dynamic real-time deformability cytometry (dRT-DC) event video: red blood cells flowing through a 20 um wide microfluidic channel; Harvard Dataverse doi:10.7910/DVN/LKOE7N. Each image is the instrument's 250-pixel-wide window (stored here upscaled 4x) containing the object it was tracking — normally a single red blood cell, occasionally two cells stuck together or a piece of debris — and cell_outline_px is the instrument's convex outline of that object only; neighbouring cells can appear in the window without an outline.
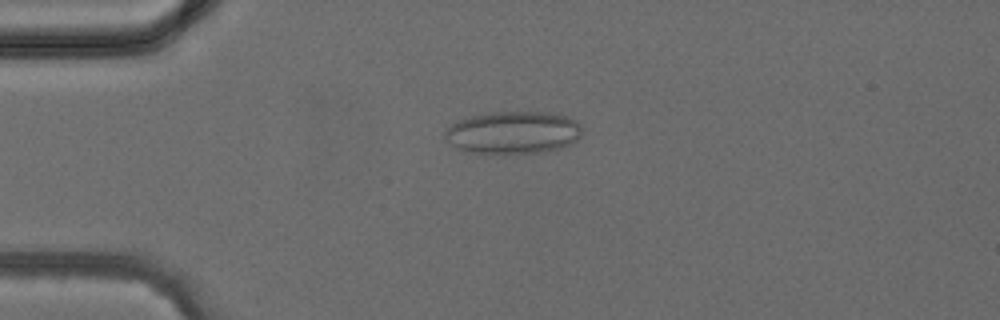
{"species": "common noctule bat (a hibernating species)", "species_latin": "Nyctalus noctula", "temperature_condition": "cold", "stored_images_in_passage": 41, "camera_frame_rate_fps": 3000, "um_per_image_px": 0.085, "animal": {"sex": "female", "body_mass_g": 24.6, "forearm_length_mm": 56.2}, "frame": {"image": 1, "passage_image": 10, "time_ms": 3.0, "image_size_px": [1000, 320], "cell_outline_px": [[580, 136], [572, 144], [560, 148], [540, 152], [472, 152], [460, 148], [444, 140], [444, 132], [452, 124], [460, 120], [472, 116], [492, 112], [548, 112], [564, 116], [580, 124]], "centroid_in_image_um": [43.62, 11.25], "position_along_channel_um": 41.4, "area_um2": 33.23}}
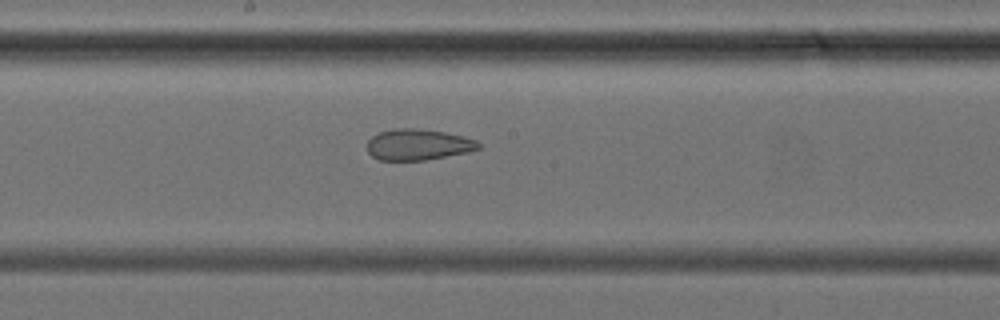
{"frame": {"image": 2, "passage_image": 22, "time_ms": 7.0, "image_size_px": [1000, 320], "cell_outline_px": [[480, 148], [468, 152], [424, 160], [380, 160], [372, 156], [368, 152], [368, 140], [372, 136], [380, 132], [396, 128], [416, 128], [444, 132], [476, 140], [480, 144]], "centroid_in_image_um": [35.52, 12.29], "position_along_channel_um": 212.7, "area_um2": 19.94}}
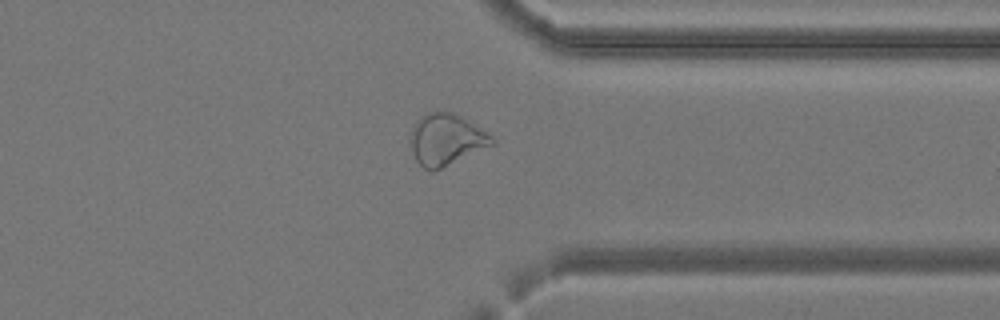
{"frame": {"image": 3, "passage_image": 32, "time_ms": 10.333, "image_size_px": [1000, 320], "cell_outline_px": [[496, 144], [440, 168], [424, 168], [416, 160], [412, 152], [408, 136], [420, 116], [428, 112], [452, 112], [460, 116], [492, 136], [496, 140]], "centroid_in_image_um": [37.91, 11.84], "position_along_channel_um": 373.5, "area_um2": 24.04}}